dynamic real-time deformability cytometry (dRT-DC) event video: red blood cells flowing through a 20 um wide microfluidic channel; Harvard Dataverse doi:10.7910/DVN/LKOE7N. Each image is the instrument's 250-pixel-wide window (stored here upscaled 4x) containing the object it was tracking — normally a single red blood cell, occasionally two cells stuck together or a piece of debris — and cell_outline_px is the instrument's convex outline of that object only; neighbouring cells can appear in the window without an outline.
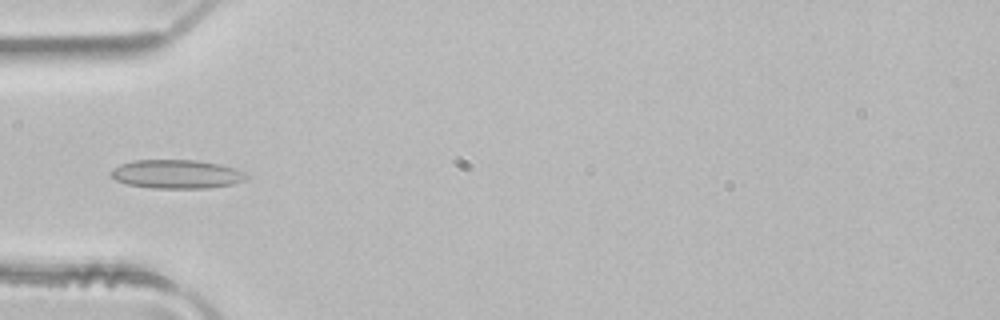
{"species": "common noctule bat (a hibernating species)", "species_latin": "Nyctalus noctula", "temperature_condition": "room temperature", "stored_images_in_passage": 4, "camera_frame_rate_fps": 3000, "um_per_image_px": 0.085, "animal": {"sex": "male", "body_mass_g": 21.5, "forearm_length_mm": 52.0}, "frame": {"image": 1, "passage_image": 4, "time_ms": 1.0, "image_size_px": [1000, 320], "cell_outline_px": [[248, 176], [244, 180], [232, 184], [208, 188], [152, 188], [128, 184], [116, 180], [112, 176], [112, 168], [120, 164], [132, 160], [196, 160], [220, 164], [244, 172]], "centroid_in_image_um": [15.0, 14.79], "position_along_channel_um": 70.0, "area_um2": 22.54}}